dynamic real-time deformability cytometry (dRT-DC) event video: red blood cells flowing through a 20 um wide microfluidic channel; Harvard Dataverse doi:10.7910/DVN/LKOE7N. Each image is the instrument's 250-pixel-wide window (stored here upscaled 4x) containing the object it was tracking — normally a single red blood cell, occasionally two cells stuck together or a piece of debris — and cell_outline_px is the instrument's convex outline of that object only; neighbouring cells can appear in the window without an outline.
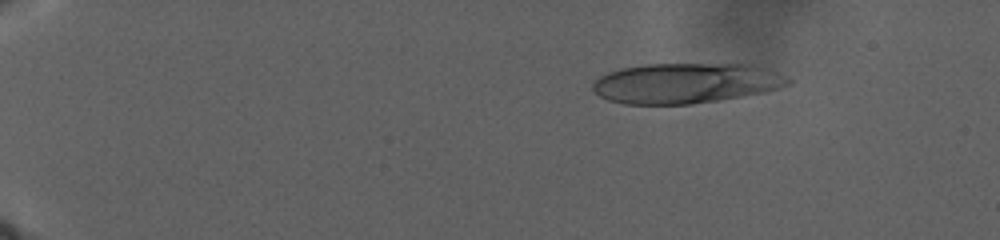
{"species": "human", "species_latin": "Homo sapiens", "temperature_condition": "warm", "stored_images_in_passage": 33, "camera_frame_rate_fps": 3000, "um_per_image_px": 0.085, "donor": {"sex": "male"}, "frame": {"image": 1, "passage_image": 5, "time_ms": 1.0, "image_size_px": [1000, 240], "cell_outline_px": [[792, 80], [788, 84], [780, 88], [764, 92], [692, 104], [624, 104], [608, 100], [592, 92], [592, 84], [600, 76], [608, 72], [620, 68], [644, 64], [748, 64], [764, 68], [776, 72]], "centroid_in_image_um": [58.23, 7.07], "position_along_channel_um": 26.8, "area_um2": 45.72}}